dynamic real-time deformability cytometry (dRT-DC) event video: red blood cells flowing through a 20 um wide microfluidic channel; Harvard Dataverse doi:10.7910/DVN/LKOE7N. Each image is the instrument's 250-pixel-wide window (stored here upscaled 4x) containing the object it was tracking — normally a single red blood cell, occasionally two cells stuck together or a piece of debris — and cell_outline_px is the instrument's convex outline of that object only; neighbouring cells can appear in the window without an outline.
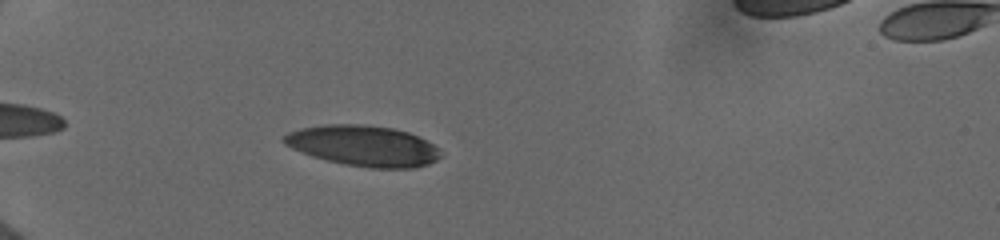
{"species": "human", "species_latin": "Homo sapiens", "temperature_condition": "cold", "stored_images_in_passage": 27, "camera_frame_rate_fps": 3000, "um_per_image_px": 0.085, "donor": {"sex": "female"}, "frame": {"image": 1, "passage_image": 10, "time_ms": 2.0, "image_size_px": [1000, 240], "cell_outline_px": [[440, 156], [436, 160], [428, 164], [412, 168], [372, 168], [344, 164], [312, 156], [292, 148], [284, 144], [280, 140], [288, 132], [300, 128], [324, 124], [360, 124], [392, 128], [408, 132], [432, 144], [436, 148]], "centroid_in_image_um": [30.83, 12.39], "position_along_channel_um": 54.2, "area_um2": 36.82}}
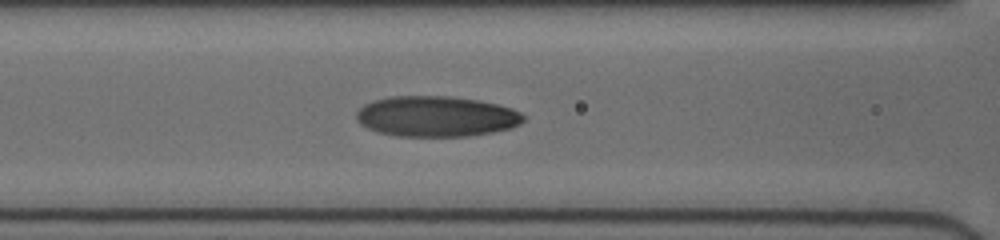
{"frame": {"image": 2, "passage_image": 22, "time_ms": 4.667, "image_size_px": [1000, 240], "cell_outline_px": [[524, 120], [520, 124], [512, 128], [492, 132], [468, 136], [396, 136], [380, 132], [368, 128], [360, 124], [356, 120], [356, 112], [364, 104], [372, 100], [388, 96], [452, 96], [480, 100], [512, 108], [520, 112], [524, 116]], "centroid_in_image_um": [37.07, 9.88], "position_along_channel_um": 129.5, "area_um2": 39.77}}
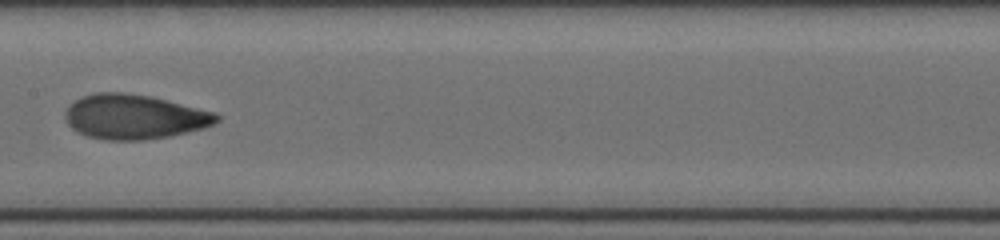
{"frame": {"image": 3, "passage_image": 26, "time_ms": 6.333, "image_size_px": [1000, 240], "cell_outline_px": [[220, 120], [212, 124], [200, 128], [168, 136], [144, 140], [104, 140], [88, 136], [72, 128], [68, 124], [64, 116], [64, 112], [68, 104], [84, 96], [96, 92], [124, 92], [152, 96], [216, 112], [220, 116]], "centroid_in_image_um": [11.39, 9.91], "position_along_channel_um": 196.0, "area_um2": 39.36}}